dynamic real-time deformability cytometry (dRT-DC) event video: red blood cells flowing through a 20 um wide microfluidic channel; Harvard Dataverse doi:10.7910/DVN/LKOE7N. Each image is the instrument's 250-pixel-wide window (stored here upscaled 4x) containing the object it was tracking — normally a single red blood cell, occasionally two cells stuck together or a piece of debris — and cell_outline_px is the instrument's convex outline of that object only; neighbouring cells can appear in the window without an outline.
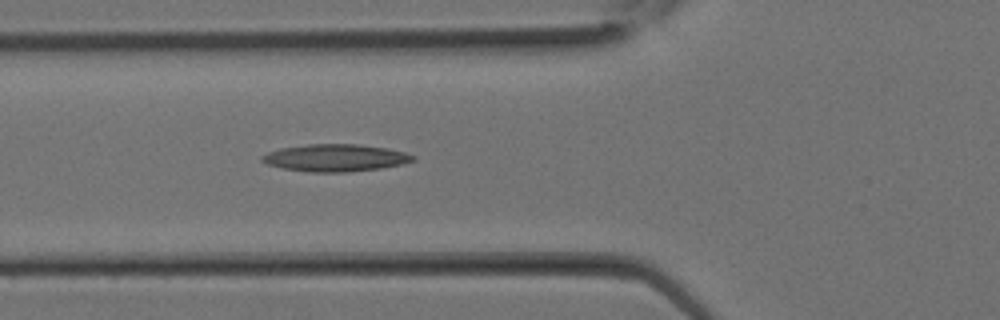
{"species": "Egyptian fruit bat (a non-hibernating species)", "species_latin": "Rousettus aegyptiacus", "temperature_condition": "room temperature", "stored_images_in_passage": 10, "camera_frame_rate_fps": 3000, "um_per_image_px": 0.085, "animal": {"sex": "female"}, "frame": {"image": 1, "passage_image": 10, "time_ms": 3.0, "image_size_px": [1000, 320], "cell_outline_px": [[416, 160], [400, 164], [380, 168], [348, 172], [312, 172], [284, 168], [268, 164], [260, 160], [260, 156], [268, 152], [280, 148], [308, 144], [360, 144], [388, 148], [404, 152], [416, 156]], "centroid_in_image_um": [28.51, 13.4], "position_along_channel_um": 97.3, "area_um2": 23.93}}